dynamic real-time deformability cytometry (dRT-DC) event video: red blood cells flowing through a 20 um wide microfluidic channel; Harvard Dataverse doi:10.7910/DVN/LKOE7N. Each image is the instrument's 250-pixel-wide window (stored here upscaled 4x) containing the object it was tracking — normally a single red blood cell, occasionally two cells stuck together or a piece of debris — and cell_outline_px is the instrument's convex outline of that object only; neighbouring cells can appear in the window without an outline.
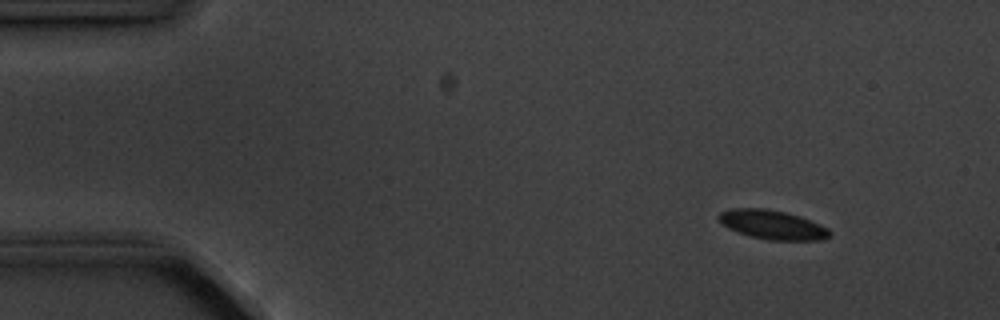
{"species": "common noctule bat (a hibernating species)", "species_latin": "Nyctalus noctula", "temperature_condition": "cold", "stored_images_in_passage": 4, "camera_frame_rate_fps": 3000, "um_per_image_px": 0.085, "animal": {"sex": "male", "body_mass_g": 20.1, "forearm_length_mm": 53.5}, "frame": {"image": 1, "passage_image": 1, "time_ms": 0.0, "image_size_px": [1000, 320], "cell_outline_px": [[832, 232], [824, 240], [768, 240], [748, 236], [736, 232], [728, 228], [716, 216], [720, 212], [732, 208], [768, 208], [800, 216], [820, 224], [828, 228]], "centroid_in_image_um": [65.65, 19.1], "position_along_channel_um": 19.4, "area_um2": 18.96}}
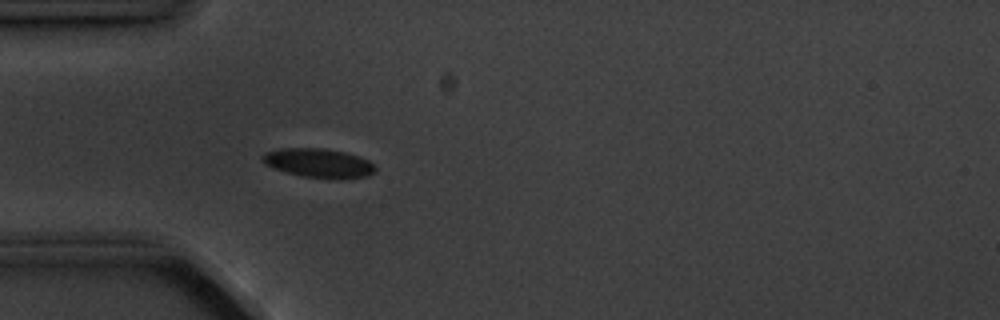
{"frame": {"image": 2, "passage_image": 4, "time_ms": 3.333, "image_size_px": [1000, 320], "cell_outline_px": [[376, 172], [368, 176], [336, 180], [304, 176], [288, 172], [264, 164], [260, 160], [260, 156], [264, 152], [284, 148], [324, 148], [344, 152], [368, 160], [376, 168]], "centroid_in_image_um": [27.08, 13.87], "position_along_channel_um": 57.9, "area_um2": 19.19}}